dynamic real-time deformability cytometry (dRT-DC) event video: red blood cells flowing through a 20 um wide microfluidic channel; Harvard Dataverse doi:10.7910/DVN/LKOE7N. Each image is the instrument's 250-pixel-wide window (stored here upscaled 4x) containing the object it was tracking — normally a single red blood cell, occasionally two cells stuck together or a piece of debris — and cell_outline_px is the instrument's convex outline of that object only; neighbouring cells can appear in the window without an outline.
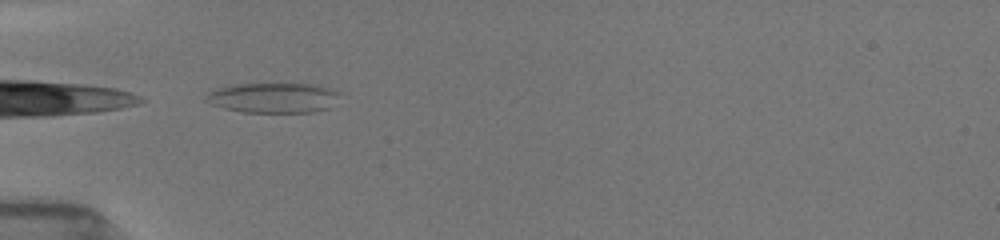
{"species": "common noctule bat (a hibernating species)", "species_latin": "Nyctalus noctula", "temperature_condition": "room temperature", "stored_images_in_passage": 2, "camera_frame_rate_fps": 3000, "um_per_image_px": 0.085, "animal": {"sex": "female", "body_mass_g": 19.5, "forearm_length_mm": 54.1}, "frame": {"image": 1, "passage_image": 1, "time_ms": 0.0, "image_size_px": [1000, 240], "cell_outline_px": [[340, 92], [328, 108], [312, 112], [244, 112], [224, 108], [212, 104], [208, 96], [208, 92], [216, 88], [232, 84], [316, 84]], "centroid_in_image_um": [23.23, 8.3], "position_along_channel_um": 61.8, "area_um2": 23.0}}